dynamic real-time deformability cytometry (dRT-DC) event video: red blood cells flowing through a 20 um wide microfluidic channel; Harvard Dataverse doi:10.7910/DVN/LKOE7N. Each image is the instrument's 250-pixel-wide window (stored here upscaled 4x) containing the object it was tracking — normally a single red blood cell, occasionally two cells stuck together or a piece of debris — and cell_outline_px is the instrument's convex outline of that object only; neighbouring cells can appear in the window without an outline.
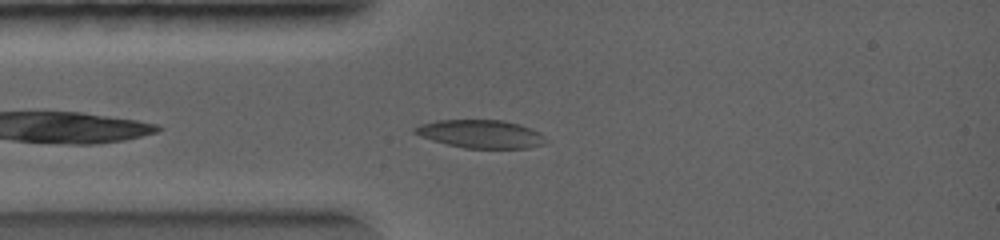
{"species": "common noctule bat (a hibernating species)", "species_latin": "Nyctalus noctula", "temperature_condition": "warm", "stored_images_in_passage": 1, "camera_frame_rate_fps": 5000, "um_per_image_px": 0.085, "animal": {"sex": "female", "body_mass_g": 19.0, "forearm_length_mm": 56.7}, "frame": {"image": 1, "passage_image": 1, "time_ms": 0.0, "image_size_px": [1000, 240], "cell_outline_px": [[544, 144], [528, 148], [464, 148], [432, 140], [420, 136], [412, 132], [412, 128], [420, 124], [436, 120], [504, 120], [520, 124], [540, 132], [544, 136]], "centroid_in_image_um": [40.83, 11.38], "position_along_channel_um": 44.2, "area_um2": 21.5}}